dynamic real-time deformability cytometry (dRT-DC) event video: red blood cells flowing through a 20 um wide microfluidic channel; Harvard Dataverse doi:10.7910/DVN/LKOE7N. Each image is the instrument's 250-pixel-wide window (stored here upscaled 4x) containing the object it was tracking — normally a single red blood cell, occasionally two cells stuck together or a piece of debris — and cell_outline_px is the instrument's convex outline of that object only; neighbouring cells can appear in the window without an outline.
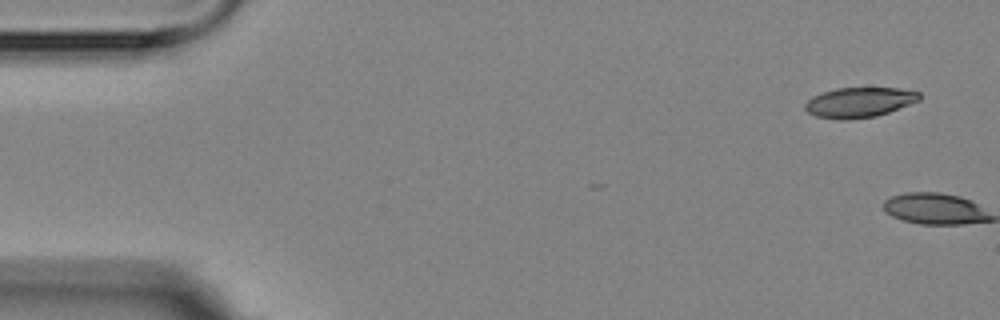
{"species": "Egyptian fruit bat (a non-hibernating species)", "species_latin": "Rousettus aegyptiacus", "temperature_condition": "room temperature", "stored_images_in_passage": 5, "camera_frame_rate_fps": 3000, "um_per_image_px": 0.085, "animal": {"sex": "female"}, "frame": {"image": 1, "passage_image": 1, "time_ms": 0.0, "image_size_px": [1000, 320], "cell_outline_px": [[920, 100], [888, 112], [876, 116], [848, 120], [840, 120], [816, 116], [808, 112], [804, 108], [804, 104], [812, 96], [836, 88], [900, 88], [920, 92]], "centroid_in_image_um": [73.03, 8.7], "position_along_channel_um": 12.0, "area_um2": 20.0}}